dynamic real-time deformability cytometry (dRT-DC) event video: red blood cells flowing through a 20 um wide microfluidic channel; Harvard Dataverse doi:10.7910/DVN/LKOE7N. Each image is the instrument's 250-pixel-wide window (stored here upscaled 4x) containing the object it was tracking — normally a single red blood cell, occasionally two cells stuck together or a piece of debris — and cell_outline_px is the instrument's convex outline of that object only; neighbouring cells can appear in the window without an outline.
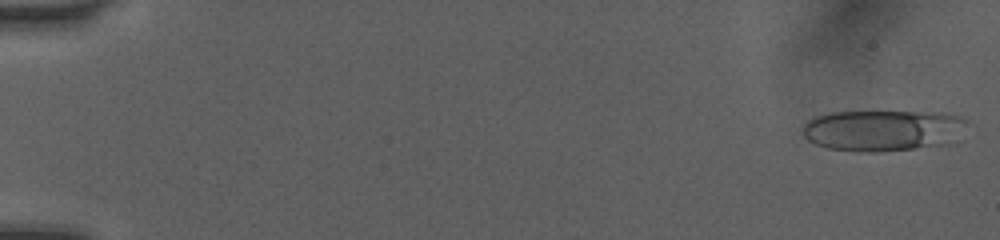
{"species": "human", "species_latin": "Homo sapiens", "temperature_condition": "room temperature", "stored_images_in_passage": 10, "camera_frame_rate_fps": 3000, "um_per_image_px": 0.085, "donor": {"sex": "female"}, "frame": {"image": 1, "passage_image": 1, "time_ms": 0.0, "image_size_px": [1000, 240], "cell_outline_px": [[972, 124], [948, 144], [880, 152], [856, 152], [828, 148], [816, 144], [808, 140], [804, 136], [804, 124], [808, 120], [816, 116], [828, 112], [944, 112], [964, 116]], "centroid_in_image_um": [75.12, 11.07], "position_along_channel_um": 9.9, "area_um2": 40.0}}
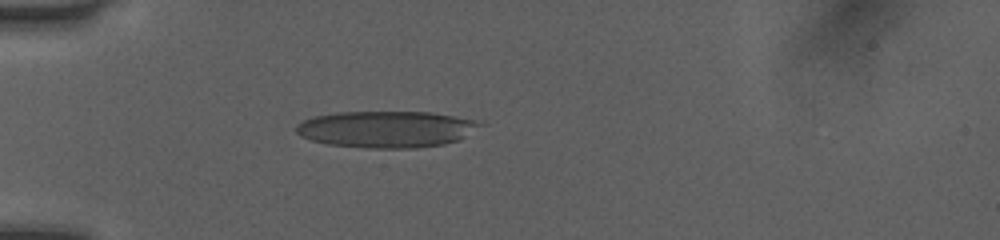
{"frame": {"image": 2, "passage_image": 6, "time_ms": 1.667, "image_size_px": [1000, 240], "cell_outline_px": [[484, 124], [460, 140], [444, 144], [416, 148], [368, 148], [328, 144], [312, 140], [300, 136], [296, 132], [296, 124], [312, 116], [336, 112], [432, 112], [476, 120]], "centroid_in_image_um": [32.84, 10.98], "position_along_channel_um": 52.2, "area_um2": 39.36}}
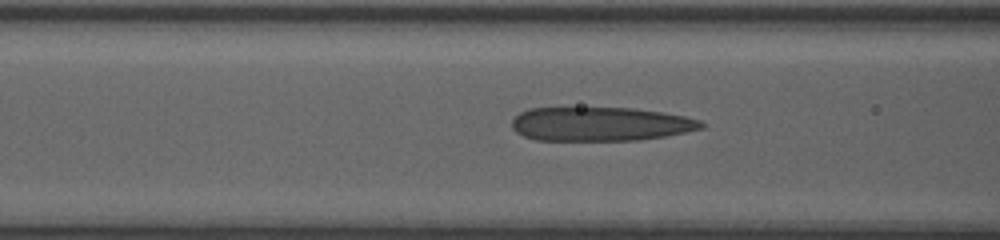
{"frame": {"image": 3, "passage_image": 9, "time_ms": 2.667, "image_size_px": [1000, 240], "cell_outline_px": [[704, 128], [664, 136], [640, 140], [536, 140], [524, 136], [516, 132], [512, 128], [512, 120], [520, 112], [528, 108], [632, 108], [664, 112], [684, 116], [700, 120], [704, 124]], "centroid_in_image_um": [51.02, 10.54], "position_along_channel_um": 115.6, "area_um2": 37.45}}